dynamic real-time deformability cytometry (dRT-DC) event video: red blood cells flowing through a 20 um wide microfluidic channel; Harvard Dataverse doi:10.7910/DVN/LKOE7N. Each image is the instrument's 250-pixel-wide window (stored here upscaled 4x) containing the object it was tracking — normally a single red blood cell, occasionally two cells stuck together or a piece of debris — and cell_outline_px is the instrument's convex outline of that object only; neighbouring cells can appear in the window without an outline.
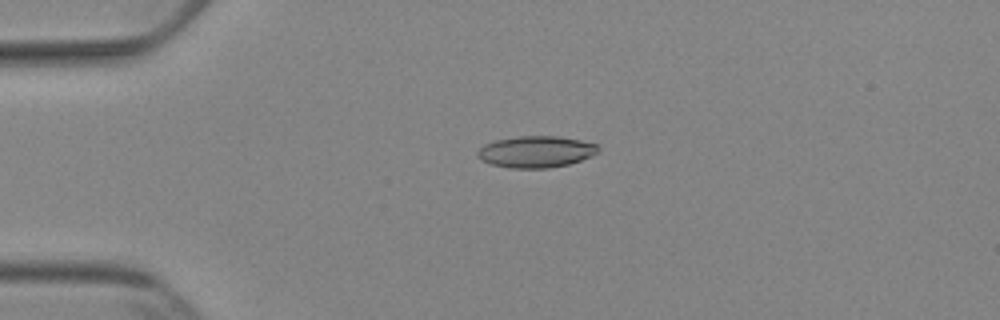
{"species": "Egyptian fruit bat (a non-hibernating species)", "species_latin": "Rousettus aegyptiacus", "temperature_condition": "cold", "stored_images_in_passage": 53, "camera_frame_rate_fps": 3000, "um_per_image_px": 0.085, "animal": {"sex": "female"}, "frame": {"image": 1, "passage_image": 13, "time_ms": 4.0, "image_size_px": [1000, 320], "cell_outline_px": [[600, 148], [592, 156], [568, 164], [548, 168], [508, 168], [492, 164], [480, 160], [476, 156], [476, 152], [484, 144], [496, 140], [520, 136], [560, 136], [600, 144]], "centroid_in_image_um": [45.55, 12.89], "position_along_channel_um": 39.4, "area_um2": 22.31}}
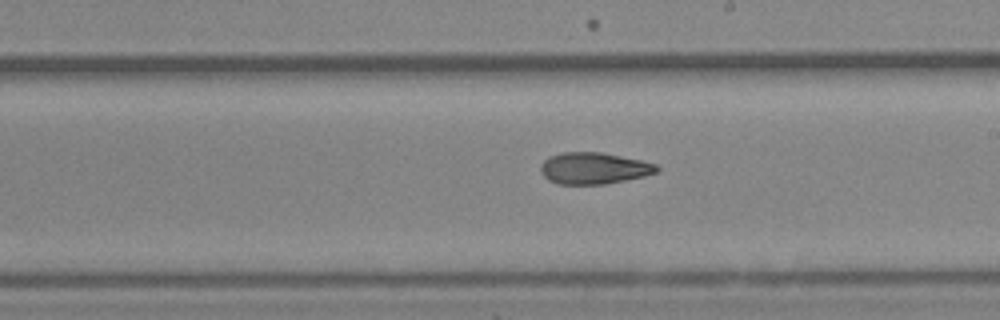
{"frame": {"image": 2, "passage_image": 31, "time_ms": 10.0, "image_size_px": [1000, 320], "cell_outline_px": [[660, 168], [656, 172], [644, 176], [604, 184], [556, 184], [548, 180], [540, 172], [540, 164], [548, 156], [560, 152], [600, 152], [640, 160], [656, 164]], "centroid_in_image_um": [50.42, 14.3], "position_along_channel_um": 238.6, "area_um2": 21.39}}
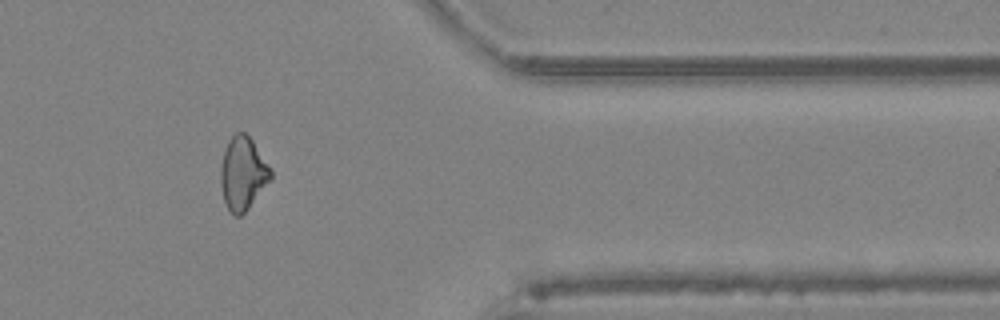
{"frame": {"image": 3, "passage_image": 44, "time_ms": 14.333, "image_size_px": [1000, 320], "cell_outline_px": [[272, 180], [248, 208], [240, 216], [236, 216], [224, 204], [220, 184], [220, 168], [224, 152], [228, 140], [236, 132], [244, 132], [252, 140], [272, 168]], "centroid_in_image_um": [20.65, 14.74], "position_along_channel_um": 390.7, "area_um2": 21.5}, "authors_computed_cell_mechanics": {"area_um2": 21.5594, "velocity_mm_per_s": 3.8966, "shape_relaxation_time_tau1_ms": null, "shape_relaxation_time_tau2_ms": 5.8735, "deformation_change_tau1": null, "deformation_change_tau2": 0.1589}}